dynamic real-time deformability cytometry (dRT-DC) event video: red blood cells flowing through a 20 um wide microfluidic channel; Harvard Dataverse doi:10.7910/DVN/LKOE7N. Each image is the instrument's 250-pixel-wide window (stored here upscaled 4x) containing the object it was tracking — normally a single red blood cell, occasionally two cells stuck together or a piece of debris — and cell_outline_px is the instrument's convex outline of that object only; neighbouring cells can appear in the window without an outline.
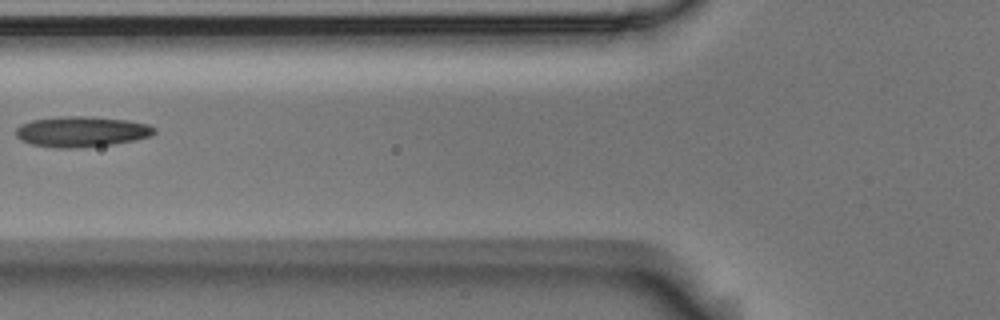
{"species": "Egyptian fruit bat (a non-hibernating species)", "species_latin": "Rousettus aegyptiacus", "temperature_condition": "room temperature", "stored_images_in_passage": 4, "camera_frame_rate_fps": 3000, "um_per_image_px": 0.085, "animal": {"sex": "male"}, "frame": {"image": 1, "passage_image": 3, "time_ms": 0.667, "image_size_px": [1000, 320], "cell_outline_px": [[156, 132], [152, 136], [112, 144], [80, 148], [56, 148], [32, 144], [20, 140], [16, 136], [16, 128], [20, 124], [32, 120], [64, 116], [92, 116], [128, 120], [148, 124], [156, 128]], "centroid_in_image_um": [6.93, 11.18], "position_along_channel_um": 118.9, "area_um2": 24.8}}
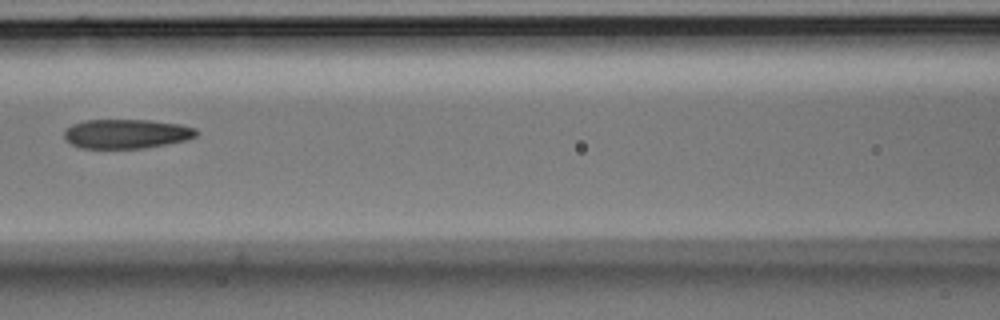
{"frame": {"image": 2, "passage_image": 4, "time_ms": 1.0, "image_size_px": [1000, 320], "cell_outline_px": [[200, 132], [196, 136], [184, 140], [144, 148], [80, 148], [64, 140], [64, 128], [72, 124], [84, 120], [148, 120], [180, 124], [196, 128]], "centroid_in_image_um": [10.71, 11.36], "position_along_channel_um": 155.9, "area_um2": 22.66}}